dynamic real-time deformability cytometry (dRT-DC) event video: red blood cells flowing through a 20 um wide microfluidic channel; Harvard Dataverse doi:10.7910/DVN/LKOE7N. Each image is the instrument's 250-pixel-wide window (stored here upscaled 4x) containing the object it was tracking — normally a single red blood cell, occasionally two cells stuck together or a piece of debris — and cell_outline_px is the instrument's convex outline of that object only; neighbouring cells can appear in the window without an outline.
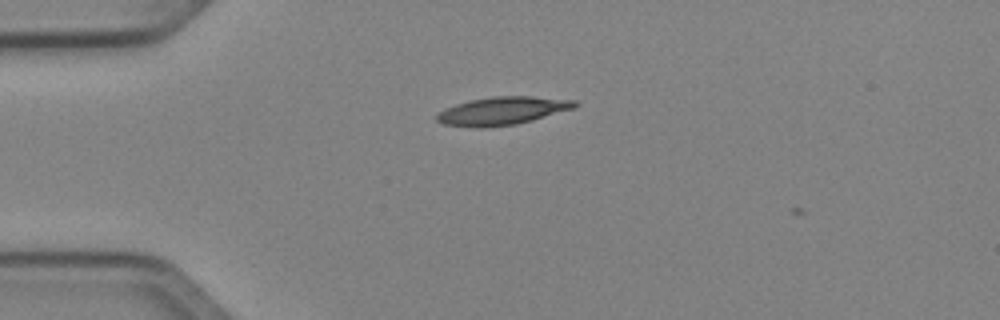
{"species": "Egyptian fruit bat (a non-hibernating species)", "species_latin": "Rousettus aegyptiacus", "temperature_condition": "cold", "stored_images_in_passage": 3, "camera_frame_rate_fps": 3000, "um_per_image_px": 0.085, "animal": {"sex": "female"}, "frame": {"image": 1, "passage_image": 2, "time_ms": 0.333, "image_size_px": [1000, 320], "cell_outline_px": [[580, 104], [576, 108], [532, 120], [516, 124], [480, 128], [444, 124], [436, 120], [436, 116], [444, 108], [468, 100], [492, 96], [532, 96], [576, 100]], "centroid_in_image_um": [42.73, 9.41], "position_along_channel_um": 42.3, "area_um2": 22.66}}